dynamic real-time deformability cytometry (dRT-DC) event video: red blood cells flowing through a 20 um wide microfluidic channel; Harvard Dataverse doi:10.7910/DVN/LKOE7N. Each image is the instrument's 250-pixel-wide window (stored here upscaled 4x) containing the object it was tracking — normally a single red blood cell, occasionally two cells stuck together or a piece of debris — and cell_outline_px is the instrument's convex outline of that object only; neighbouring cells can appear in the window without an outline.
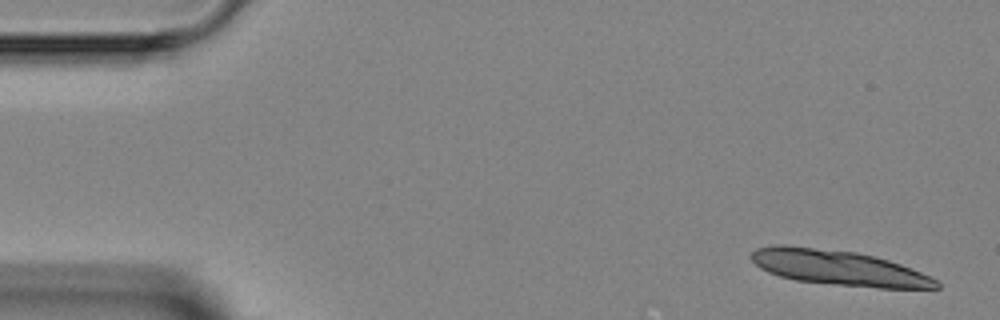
{"species": "Egyptian fruit bat (a non-hibernating species)", "species_latin": "Rousettus aegyptiacus", "temperature_condition": "room temperature", "stored_images_in_passage": 4, "camera_frame_rate_fps": 3000, "um_per_image_px": 0.085, "animal": {"sex": "female"}, "frame": {"image": 1, "passage_image": 1, "time_ms": 0.0, "image_size_px": [1000, 320], "cell_outline_px": [[940, 288], [876, 288], [796, 280], [780, 276], [768, 272], [760, 268], [748, 256], [756, 248], [772, 244], [788, 244], [856, 252], [888, 260], [900, 264], [920, 272], [936, 280], [940, 284]], "centroid_in_image_um": [71.21, 22.74], "position_along_channel_um": 13.8, "area_um2": 37.8}}